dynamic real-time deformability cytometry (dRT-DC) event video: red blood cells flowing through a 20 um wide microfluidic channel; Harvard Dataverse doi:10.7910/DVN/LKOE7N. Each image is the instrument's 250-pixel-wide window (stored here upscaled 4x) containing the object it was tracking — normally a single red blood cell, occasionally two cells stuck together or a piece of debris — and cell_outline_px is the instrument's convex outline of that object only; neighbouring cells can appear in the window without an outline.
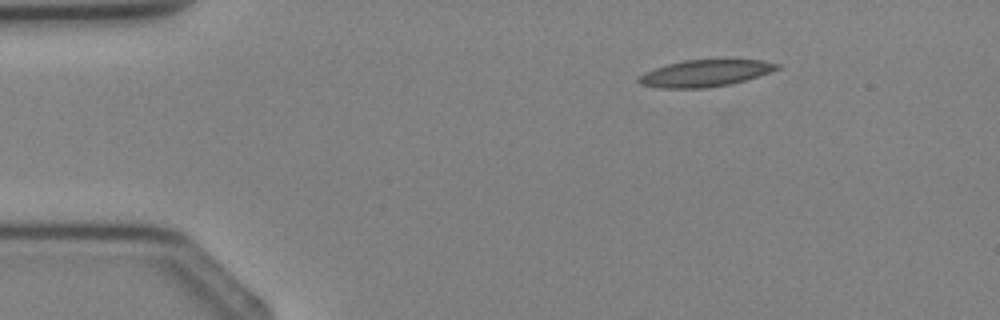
{"species": "Egyptian fruit bat (a non-hibernating species)", "species_latin": "Rousettus aegyptiacus", "temperature_condition": "cold", "stored_images_in_passage": 2, "camera_frame_rate_fps": 3000, "um_per_image_px": 0.085, "animal": {"sex": "female"}, "frame": {"image": 1, "passage_image": 1, "time_ms": 0.0, "image_size_px": [1000, 320], "cell_outline_px": [[780, 68], [744, 80], [728, 84], [704, 88], [660, 88], [640, 84], [636, 80], [644, 72], [668, 64], [684, 60], [764, 60], [780, 64]], "centroid_in_image_um": [59.9, 6.22], "position_along_channel_um": 25.1, "area_um2": 21.21}}